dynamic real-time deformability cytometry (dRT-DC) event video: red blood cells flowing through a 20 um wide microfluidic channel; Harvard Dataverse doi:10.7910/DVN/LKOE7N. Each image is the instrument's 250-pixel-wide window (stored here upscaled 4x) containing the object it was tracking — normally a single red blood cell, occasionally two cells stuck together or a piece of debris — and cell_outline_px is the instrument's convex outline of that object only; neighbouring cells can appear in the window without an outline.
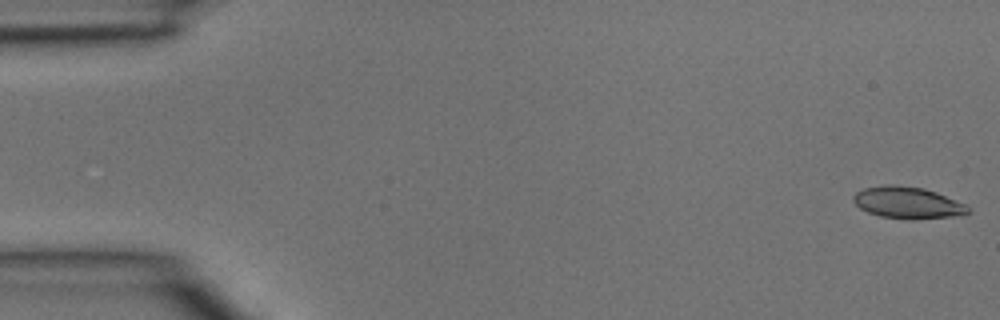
{"species": "common noctule bat (a hibernating species)", "species_latin": "Nyctalus noctula", "temperature_condition": "room temperature", "stored_images_in_passage": 4, "camera_frame_rate_fps": 3000, "um_per_image_px": 0.085, "animal": {"sex": "male", "body_mass_g": 15.6}, "frame": {"image": 1, "passage_image": 1, "time_ms": 0.0, "image_size_px": [1000, 320], "cell_outline_px": [[972, 212], [964, 216], [912, 220], [880, 216], [868, 212], [860, 208], [852, 200], [852, 196], [856, 192], [864, 188], [888, 184], [892, 184], [924, 188], [936, 192], [964, 204]], "centroid_in_image_um": [77.17, 17.24], "position_along_channel_um": 7.8, "area_um2": 21.44}}
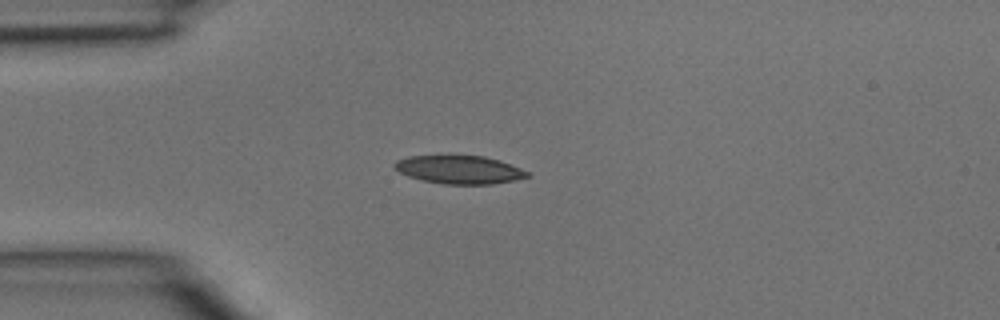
{"frame": {"image": 2, "passage_image": 4, "time_ms": 1.0, "image_size_px": [1000, 320], "cell_outline_px": [[532, 176], [492, 184], [444, 184], [424, 180], [408, 176], [400, 172], [392, 164], [396, 160], [408, 156], [448, 152], [484, 156], [500, 160], [520, 168], [528, 172]], "centroid_in_image_um": [38.99, 14.36], "position_along_channel_um": 46.0, "area_um2": 22.72}}